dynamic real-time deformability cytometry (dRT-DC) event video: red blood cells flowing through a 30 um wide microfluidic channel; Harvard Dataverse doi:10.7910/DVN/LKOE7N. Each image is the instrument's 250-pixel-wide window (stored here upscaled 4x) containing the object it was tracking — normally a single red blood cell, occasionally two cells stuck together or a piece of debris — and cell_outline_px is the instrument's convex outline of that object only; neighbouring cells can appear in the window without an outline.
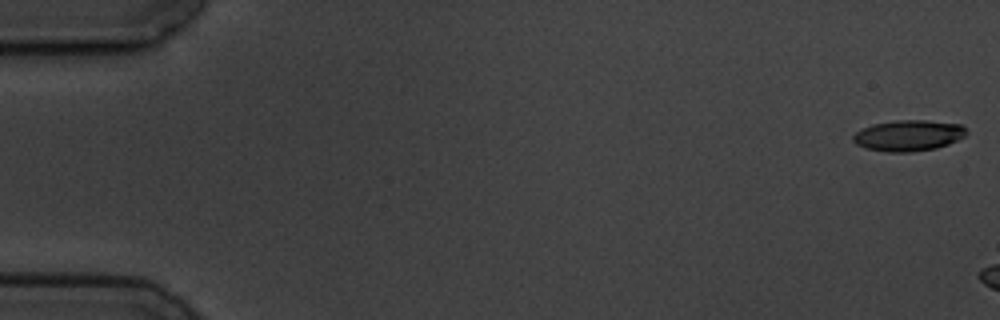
{"species": "common noctule bat (a hibernating species)", "species_latin": "Nyctalus noctula", "temperature_condition": "cold", "stored_images_in_passage": 3, "camera_frame_rate_fps": 3000, "um_per_image_px": 0.085, "animal": {"sex": "male", "body_mass_g": 19.5, "forearm_length_mm": 54.6}, "frame": {"image": 1, "passage_image": 1, "time_ms": 0.0, "image_size_px": [1000, 320], "cell_outline_px": [[968, 132], [964, 136], [948, 144], [936, 148], [912, 152], [888, 152], [864, 148], [856, 144], [852, 140], [852, 136], [856, 132], [872, 124], [896, 120], [924, 120], [960, 124]], "centroid_in_image_um": [77.19, 11.52], "position_along_channel_um": 7.8, "area_um2": 20.4}}